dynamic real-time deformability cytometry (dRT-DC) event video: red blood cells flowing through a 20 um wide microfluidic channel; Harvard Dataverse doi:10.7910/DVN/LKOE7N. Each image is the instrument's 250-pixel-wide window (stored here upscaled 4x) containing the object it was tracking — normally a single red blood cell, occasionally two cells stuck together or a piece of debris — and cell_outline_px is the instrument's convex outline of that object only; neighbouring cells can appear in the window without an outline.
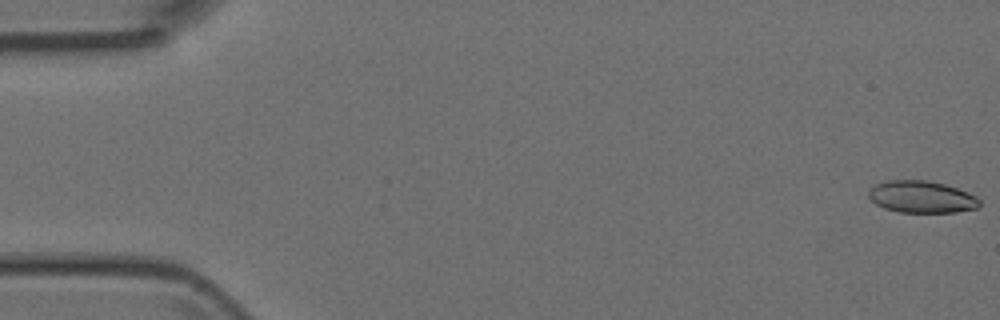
{"species": "Egyptian fruit bat (a non-hibernating species)", "species_latin": "Rousettus aegyptiacus", "temperature_condition": "room temperature", "stored_images_in_passage": 5, "camera_frame_rate_fps": 3000, "um_per_image_px": 0.085, "animal": {"sex": "female"}, "frame": {"image": 1, "passage_image": 1, "time_ms": 0.0, "image_size_px": [1000, 320], "cell_outline_px": [[980, 204], [976, 208], [956, 212], [900, 212], [884, 208], [876, 204], [868, 196], [868, 188], [876, 184], [888, 180], [924, 180], [944, 184], [968, 192], [976, 196], [980, 200]], "centroid_in_image_um": [78.31, 16.73], "position_along_channel_um": 6.7, "area_um2": 20.63}}
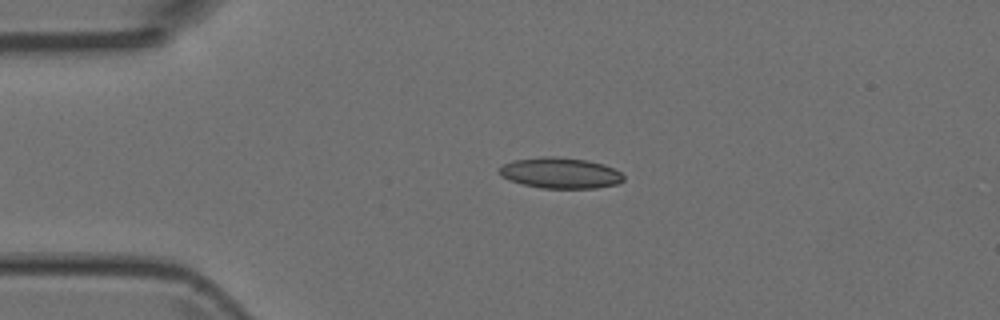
{"frame": {"image": 2, "passage_image": 4, "time_ms": 1.0, "image_size_px": [1000, 320], "cell_outline_px": [[624, 180], [616, 184], [596, 188], [540, 188], [508, 180], [500, 176], [500, 168], [504, 164], [516, 160], [540, 156], [556, 156], [588, 160], [604, 164], [620, 172], [624, 176]], "centroid_in_image_um": [47.64, 14.7], "position_along_channel_um": 37.4, "area_um2": 22.31}}